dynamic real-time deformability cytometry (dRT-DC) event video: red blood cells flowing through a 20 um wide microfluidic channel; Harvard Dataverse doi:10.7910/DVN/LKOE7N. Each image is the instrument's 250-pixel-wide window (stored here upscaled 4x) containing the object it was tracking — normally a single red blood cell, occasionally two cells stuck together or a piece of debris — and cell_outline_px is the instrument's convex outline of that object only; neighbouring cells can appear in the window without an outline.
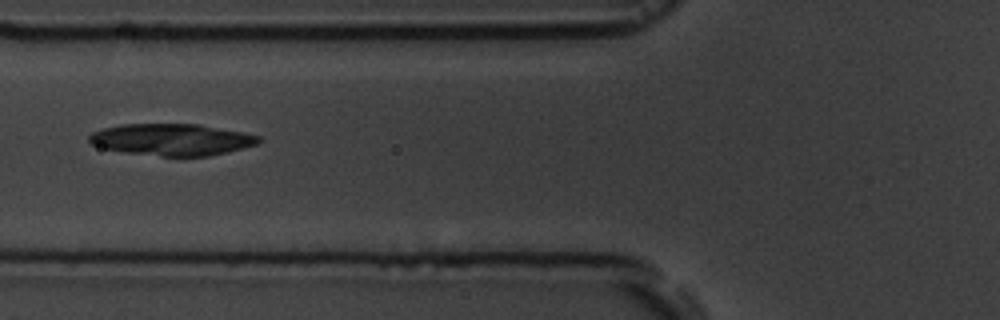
{"species": "common noctule bat (a hibernating species)", "species_latin": "Nyctalus noctula", "temperature_condition": "room temperature", "stored_images_in_passage": 2, "camera_frame_rate_fps": 3000, "um_per_image_px": 0.085, "animal": {"sex": "male", "body_mass_g": 19.5, "forearm_length_mm": 54.6}, "frame": {"image": 1, "passage_image": 2, "time_ms": 1.333, "image_size_px": [1000, 320], "cell_outline_px": [[264, 140], [256, 144], [228, 152], [208, 156], [160, 156], [124, 152], [104, 148], [92, 144], [88, 140], [88, 136], [92, 132], [104, 128], [120, 124], [200, 124], [244, 132], [260, 136]], "centroid_in_image_um": [14.63, 11.86], "position_along_channel_um": 111.2, "area_um2": 31.44}}